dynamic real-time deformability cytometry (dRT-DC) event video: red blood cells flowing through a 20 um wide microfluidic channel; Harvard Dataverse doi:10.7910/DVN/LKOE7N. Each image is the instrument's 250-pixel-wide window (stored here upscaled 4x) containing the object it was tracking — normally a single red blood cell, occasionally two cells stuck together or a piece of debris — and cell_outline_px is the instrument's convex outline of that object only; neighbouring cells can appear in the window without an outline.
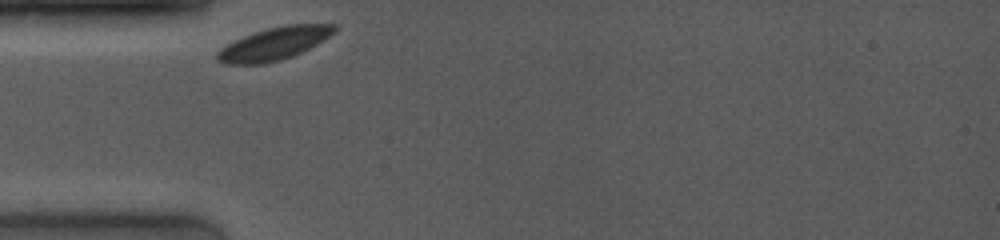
{"species": "common noctule bat (a hibernating species)", "species_latin": "Nyctalus noctula", "temperature_condition": "room temperature", "stored_images_in_passage": 25, "camera_frame_rate_fps": 4000, "um_per_image_px": 0.085, "animal": {"sex": "female", "body_mass_g": 19.0, "forearm_length_mm": 53.3}, "frame": {"image": 1, "passage_image": 1, "time_ms": 0.0, "image_size_px": [1000, 240], "cell_outline_px": [[336, 28], [324, 40], [292, 56], [280, 60], [264, 64], [228, 64], [216, 60], [216, 52], [220, 48], [244, 36], [268, 28], [284, 24], [336, 24]], "centroid_in_image_um": [23.27, 3.72], "position_along_channel_um": 61.7, "area_um2": 21.96}}
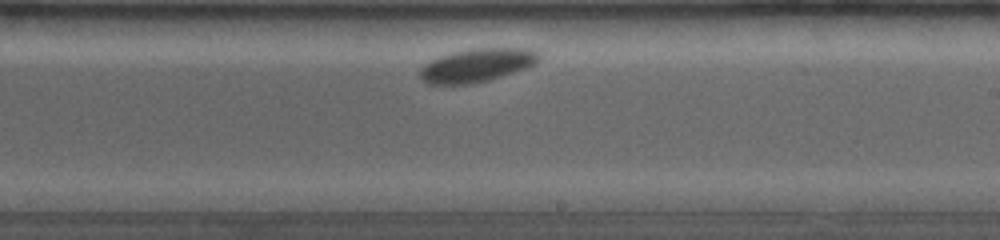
{"frame": {"image": 2, "passage_image": 16, "time_ms": 5.25, "image_size_px": [1000, 240], "cell_outline_px": [[540, 60], [536, 64], [488, 80], [472, 84], [428, 84], [420, 80], [420, 68], [424, 64], [440, 56], [452, 52], [472, 48], [528, 48], [536, 52], [540, 56]], "centroid_in_image_um": [40.5, 5.54], "position_along_channel_um": 248.5, "area_um2": 23.06}}
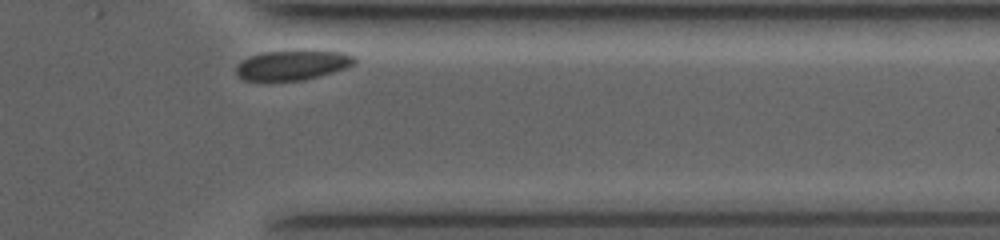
{"frame": {"image": 3, "passage_image": 25, "time_ms": 9.0, "image_size_px": [1000, 240], "cell_outline_px": [[356, 64], [332, 72], [304, 80], [244, 80], [236, 72], [236, 68], [248, 56], [264, 52], [304, 48], [316, 48], [344, 52], [356, 56]], "centroid_in_image_um": [24.96, 5.47], "position_along_channel_um": 386.4, "area_um2": 21.21}}